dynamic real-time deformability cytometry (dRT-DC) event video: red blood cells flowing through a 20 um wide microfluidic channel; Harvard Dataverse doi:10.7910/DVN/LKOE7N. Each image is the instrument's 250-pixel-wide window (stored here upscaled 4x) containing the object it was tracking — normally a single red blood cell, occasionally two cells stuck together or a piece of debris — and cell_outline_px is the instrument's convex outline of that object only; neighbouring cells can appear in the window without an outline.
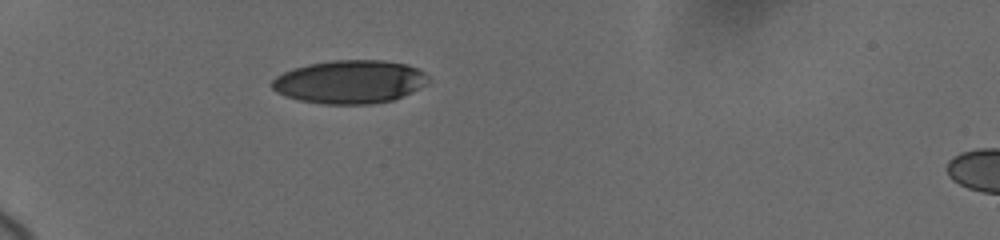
{"species": "human", "species_latin": "Homo sapiens", "temperature_condition": "cold", "stored_images_in_passage": 38, "camera_frame_rate_fps": 3000, "um_per_image_px": 0.085, "donor": {"sex": "female"}, "frame": {"image": 1, "passage_image": 1, "time_ms": 0.0, "image_size_px": [1000, 240], "cell_outline_px": [[432, 80], [428, 84], [412, 92], [392, 100], [372, 104], [324, 104], [300, 100], [284, 96], [276, 92], [272, 88], [272, 80], [276, 76], [292, 68], [308, 64], [332, 60], [384, 60], [408, 64], [424, 72]], "centroid_in_image_um": [29.75, 6.95], "position_along_channel_um": 55.2, "area_um2": 39.77}}
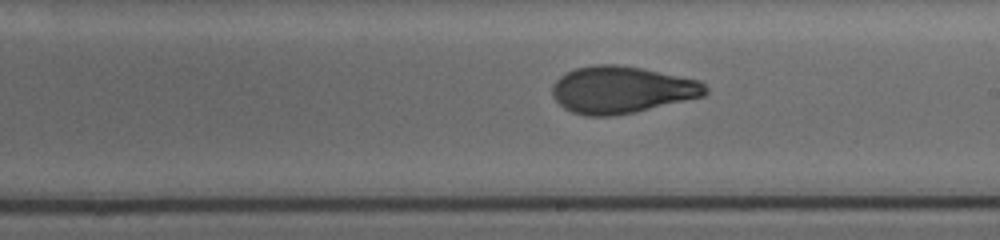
{"frame": {"image": 2, "passage_image": 24, "time_ms": 5.667, "image_size_px": [1000, 240], "cell_outline_px": [[708, 92], [704, 96], [636, 112], [612, 116], [584, 116], [572, 112], [564, 108], [552, 96], [552, 84], [560, 76], [576, 68], [596, 64], [620, 64], [700, 80], [708, 88]], "centroid_in_image_um": [52.84, 7.63], "position_along_channel_um": 236.2, "area_um2": 42.08}}
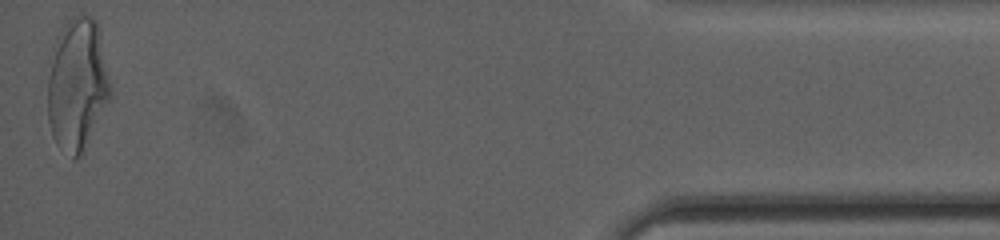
{"frame": {"image": 3, "passage_image": 38, "time_ms": 12.667, "image_size_px": [1000, 240], "cell_outline_px": [[112, 92], [80, 156], [72, 160], [56, 144], [52, 136], [48, 120], [48, 76], [56, 36], [68, 20], [72, 16], [80, 12], [92, 16], [96, 20], [100, 36], [112, 88]], "centroid_in_image_um": [6.55, 7.15], "position_along_channel_um": 428.6, "area_um2": 48.21}, "authors_computed_cell_mechanics": {"area_um2": 42.0495, "velocity_mm_per_s": 3.7063, "shape_relaxation_time_tau1_ms": 5.0734, "shape_relaxation_time_tau2_ms": 1.4546, "deformation_change_tau1": 0.1875, "deformation_change_tau2": 0.0747}}